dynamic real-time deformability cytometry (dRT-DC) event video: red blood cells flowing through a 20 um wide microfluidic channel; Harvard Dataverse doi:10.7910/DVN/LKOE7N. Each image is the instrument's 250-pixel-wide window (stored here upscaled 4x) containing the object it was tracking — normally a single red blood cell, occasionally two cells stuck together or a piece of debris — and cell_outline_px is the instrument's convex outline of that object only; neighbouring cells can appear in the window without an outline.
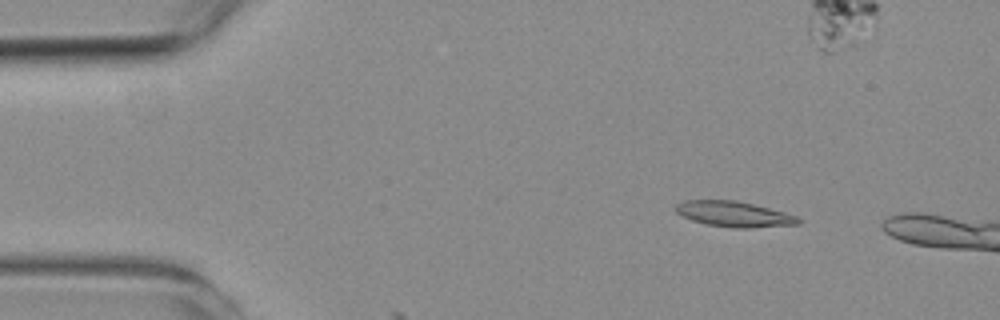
{"species": "common noctule bat (a hibernating species)", "species_latin": "Nyctalus noctula", "temperature_condition": "room temperature", "stored_images_in_passage": 10, "camera_frame_rate_fps": 3000, "um_per_image_px": 0.085, "animal": {"sex": "female", "body_mass_g": 19.3, "forearm_length_mm": 54.1}, "frame": {"image": 1, "passage_image": 7, "time_ms": 2.0, "image_size_px": [1000, 320], "cell_outline_px": [[804, 220], [800, 224], [752, 228], [732, 228], [704, 224], [692, 220], [676, 212], [676, 204], [684, 200], [736, 200], [784, 212], [796, 216]], "centroid_in_image_um": [62.42, 18.21], "position_along_channel_um": 22.6, "area_um2": 18.26}}